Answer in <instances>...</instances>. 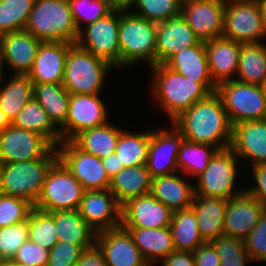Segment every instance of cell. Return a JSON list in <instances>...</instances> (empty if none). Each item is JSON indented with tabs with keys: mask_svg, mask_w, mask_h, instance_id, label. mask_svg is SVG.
Segmentation results:
<instances>
[{
	"mask_svg": "<svg viewBox=\"0 0 266 266\" xmlns=\"http://www.w3.org/2000/svg\"><path fill=\"white\" fill-rule=\"evenodd\" d=\"M172 125L186 141L208 144L219 150L230 147L232 124L216 91L195 102Z\"/></svg>",
	"mask_w": 266,
	"mask_h": 266,
	"instance_id": "obj_1",
	"label": "cell"
},
{
	"mask_svg": "<svg viewBox=\"0 0 266 266\" xmlns=\"http://www.w3.org/2000/svg\"><path fill=\"white\" fill-rule=\"evenodd\" d=\"M150 68L153 76L151 91L170 117V121L217 89L214 82H196L195 79L185 77L165 64Z\"/></svg>",
	"mask_w": 266,
	"mask_h": 266,
	"instance_id": "obj_2",
	"label": "cell"
},
{
	"mask_svg": "<svg viewBox=\"0 0 266 266\" xmlns=\"http://www.w3.org/2000/svg\"><path fill=\"white\" fill-rule=\"evenodd\" d=\"M24 30L42 42L76 44L79 35L68 0H35Z\"/></svg>",
	"mask_w": 266,
	"mask_h": 266,
	"instance_id": "obj_3",
	"label": "cell"
},
{
	"mask_svg": "<svg viewBox=\"0 0 266 266\" xmlns=\"http://www.w3.org/2000/svg\"><path fill=\"white\" fill-rule=\"evenodd\" d=\"M57 159V149L53 146L38 159L0 163V193L25 199L34 206L46 174Z\"/></svg>",
	"mask_w": 266,
	"mask_h": 266,
	"instance_id": "obj_4",
	"label": "cell"
},
{
	"mask_svg": "<svg viewBox=\"0 0 266 266\" xmlns=\"http://www.w3.org/2000/svg\"><path fill=\"white\" fill-rule=\"evenodd\" d=\"M120 11L118 42L120 47V68L146 60L148 66H155L157 23Z\"/></svg>",
	"mask_w": 266,
	"mask_h": 266,
	"instance_id": "obj_5",
	"label": "cell"
},
{
	"mask_svg": "<svg viewBox=\"0 0 266 266\" xmlns=\"http://www.w3.org/2000/svg\"><path fill=\"white\" fill-rule=\"evenodd\" d=\"M111 68L105 60L73 44L68 50L62 85L70 94H100Z\"/></svg>",
	"mask_w": 266,
	"mask_h": 266,
	"instance_id": "obj_6",
	"label": "cell"
},
{
	"mask_svg": "<svg viewBox=\"0 0 266 266\" xmlns=\"http://www.w3.org/2000/svg\"><path fill=\"white\" fill-rule=\"evenodd\" d=\"M85 191L82 184L57 159L49 168L33 207L44 212L76 210Z\"/></svg>",
	"mask_w": 266,
	"mask_h": 266,
	"instance_id": "obj_7",
	"label": "cell"
},
{
	"mask_svg": "<svg viewBox=\"0 0 266 266\" xmlns=\"http://www.w3.org/2000/svg\"><path fill=\"white\" fill-rule=\"evenodd\" d=\"M216 92L232 125L266 119V94L262 85L230 79L219 83Z\"/></svg>",
	"mask_w": 266,
	"mask_h": 266,
	"instance_id": "obj_8",
	"label": "cell"
},
{
	"mask_svg": "<svg viewBox=\"0 0 266 266\" xmlns=\"http://www.w3.org/2000/svg\"><path fill=\"white\" fill-rule=\"evenodd\" d=\"M237 160L238 156L230 148L218 150L204 172L195 178V195L229 200L244 192L245 188L234 190Z\"/></svg>",
	"mask_w": 266,
	"mask_h": 266,
	"instance_id": "obj_9",
	"label": "cell"
},
{
	"mask_svg": "<svg viewBox=\"0 0 266 266\" xmlns=\"http://www.w3.org/2000/svg\"><path fill=\"white\" fill-rule=\"evenodd\" d=\"M223 37L239 43L263 42L266 29L258 0H226Z\"/></svg>",
	"mask_w": 266,
	"mask_h": 266,
	"instance_id": "obj_10",
	"label": "cell"
},
{
	"mask_svg": "<svg viewBox=\"0 0 266 266\" xmlns=\"http://www.w3.org/2000/svg\"><path fill=\"white\" fill-rule=\"evenodd\" d=\"M120 11L112 10L105 17L84 26L79 31L76 44L95 57L108 62L114 68L120 67L118 33Z\"/></svg>",
	"mask_w": 266,
	"mask_h": 266,
	"instance_id": "obj_11",
	"label": "cell"
},
{
	"mask_svg": "<svg viewBox=\"0 0 266 266\" xmlns=\"http://www.w3.org/2000/svg\"><path fill=\"white\" fill-rule=\"evenodd\" d=\"M56 149L58 159L86 191L110 189L111 180L102 159L83 152L72 141L60 142Z\"/></svg>",
	"mask_w": 266,
	"mask_h": 266,
	"instance_id": "obj_12",
	"label": "cell"
},
{
	"mask_svg": "<svg viewBox=\"0 0 266 266\" xmlns=\"http://www.w3.org/2000/svg\"><path fill=\"white\" fill-rule=\"evenodd\" d=\"M99 94H70L66 124L60 128L61 142L72 141L79 133L109 122Z\"/></svg>",
	"mask_w": 266,
	"mask_h": 266,
	"instance_id": "obj_13",
	"label": "cell"
},
{
	"mask_svg": "<svg viewBox=\"0 0 266 266\" xmlns=\"http://www.w3.org/2000/svg\"><path fill=\"white\" fill-rule=\"evenodd\" d=\"M52 147L53 145L40 133L9 125L0 132V163L38 159Z\"/></svg>",
	"mask_w": 266,
	"mask_h": 266,
	"instance_id": "obj_14",
	"label": "cell"
},
{
	"mask_svg": "<svg viewBox=\"0 0 266 266\" xmlns=\"http://www.w3.org/2000/svg\"><path fill=\"white\" fill-rule=\"evenodd\" d=\"M226 0H186L181 16L201 39L208 41L223 36Z\"/></svg>",
	"mask_w": 266,
	"mask_h": 266,
	"instance_id": "obj_15",
	"label": "cell"
},
{
	"mask_svg": "<svg viewBox=\"0 0 266 266\" xmlns=\"http://www.w3.org/2000/svg\"><path fill=\"white\" fill-rule=\"evenodd\" d=\"M78 211L96 233L121 226V205L109 189L85 191Z\"/></svg>",
	"mask_w": 266,
	"mask_h": 266,
	"instance_id": "obj_16",
	"label": "cell"
},
{
	"mask_svg": "<svg viewBox=\"0 0 266 266\" xmlns=\"http://www.w3.org/2000/svg\"><path fill=\"white\" fill-rule=\"evenodd\" d=\"M173 211L151 193L132 198L121 206V227H170Z\"/></svg>",
	"mask_w": 266,
	"mask_h": 266,
	"instance_id": "obj_17",
	"label": "cell"
},
{
	"mask_svg": "<svg viewBox=\"0 0 266 266\" xmlns=\"http://www.w3.org/2000/svg\"><path fill=\"white\" fill-rule=\"evenodd\" d=\"M172 128L150 131L146 166L152 178L170 175L179 170L177 155L184 138L173 125Z\"/></svg>",
	"mask_w": 266,
	"mask_h": 266,
	"instance_id": "obj_18",
	"label": "cell"
},
{
	"mask_svg": "<svg viewBox=\"0 0 266 266\" xmlns=\"http://www.w3.org/2000/svg\"><path fill=\"white\" fill-rule=\"evenodd\" d=\"M95 243L102 250L107 266H150L123 227L97 232Z\"/></svg>",
	"mask_w": 266,
	"mask_h": 266,
	"instance_id": "obj_19",
	"label": "cell"
},
{
	"mask_svg": "<svg viewBox=\"0 0 266 266\" xmlns=\"http://www.w3.org/2000/svg\"><path fill=\"white\" fill-rule=\"evenodd\" d=\"M265 210V207L246 190L230 198L224 217V235L243 241Z\"/></svg>",
	"mask_w": 266,
	"mask_h": 266,
	"instance_id": "obj_20",
	"label": "cell"
},
{
	"mask_svg": "<svg viewBox=\"0 0 266 266\" xmlns=\"http://www.w3.org/2000/svg\"><path fill=\"white\" fill-rule=\"evenodd\" d=\"M42 41L26 30L0 35V50L3 63L14 74L27 75L32 68Z\"/></svg>",
	"mask_w": 266,
	"mask_h": 266,
	"instance_id": "obj_21",
	"label": "cell"
},
{
	"mask_svg": "<svg viewBox=\"0 0 266 266\" xmlns=\"http://www.w3.org/2000/svg\"><path fill=\"white\" fill-rule=\"evenodd\" d=\"M200 42L182 16L157 23L155 65L164 64L175 53Z\"/></svg>",
	"mask_w": 266,
	"mask_h": 266,
	"instance_id": "obj_22",
	"label": "cell"
},
{
	"mask_svg": "<svg viewBox=\"0 0 266 266\" xmlns=\"http://www.w3.org/2000/svg\"><path fill=\"white\" fill-rule=\"evenodd\" d=\"M229 148L239 158L251 159L252 167L266 163V119L232 125Z\"/></svg>",
	"mask_w": 266,
	"mask_h": 266,
	"instance_id": "obj_23",
	"label": "cell"
},
{
	"mask_svg": "<svg viewBox=\"0 0 266 266\" xmlns=\"http://www.w3.org/2000/svg\"><path fill=\"white\" fill-rule=\"evenodd\" d=\"M73 44L42 42L31 70L27 74L33 83H62L68 50Z\"/></svg>",
	"mask_w": 266,
	"mask_h": 266,
	"instance_id": "obj_24",
	"label": "cell"
},
{
	"mask_svg": "<svg viewBox=\"0 0 266 266\" xmlns=\"http://www.w3.org/2000/svg\"><path fill=\"white\" fill-rule=\"evenodd\" d=\"M211 78L216 85L237 74L241 43L225 37L205 41ZM231 77V78H230Z\"/></svg>",
	"mask_w": 266,
	"mask_h": 266,
	"instance_id": "obj_25",
	"label": "cell"
},
{
	"mask_svg": "<svg viewBox=\"0 0 266 266\" xmlns=\"http://www.w3.org/2000/svg\"><path fill=\"white\" fill-rule=\"evenodd\" d=\"M123 228L129 232L134 244L150 266L156 265L155 263L159 260L161 263L171 252L176 251L170 227L155 229L141 227Z\"/></svg>",
	"mask_w": 266,
	"mask_h": 266,
	"instance_id": "obj_26",
	"label": "cell"
},
{
	"mask_svg": "<svg viewBox=\"0 0 266 266\" xmlns=\"http://www.w3.org/2000/svg\"><path fill=\"white\" fill-rule=\"evenodd\" d=\"M186 181L177 173L156 176L152 178L150 193L173 212L188 209L192 206L195 191L194 186Z\"/></svg>",
	"mask_w": 266,
	"mask_h": 266,
	"instance_id": "obj_27",
	"label": "cell"
},
{
	"mask_svg": "<svg viewBox=\"0 0 266 266\" xmlns=\"http://www.w3.org/2000/svg\"><path fill=\"white\" fill-rule=\"evenodd\" d=\"M227 199L194 195L191 208L197 217L198 230L205 242L224 235Z\"/></svg>",
	"mask_w": 266,
	"mask_h": 266,
	"instance_id": "obj_28",
	"label": "cell"
},
{
	"mask_svg": "<svg viewBox=\"0 0 266 266\" xmlns=\"http://www.w3.org/2000/svg\"><path fill=\"white\" fill-rule=\"evenodd\" d=\"M164 64L196 82H214L209 71L205 41L175 53Z\"/></svg>",
	"mask_w": 266,
	"mask_h": 266,
	"instance_id": "obj_29",
	"label": "cell"
},
{
	"mask_svg": "<svg viewBox=\"0 0 266 266\" xmlns=\"http://www.w3.org/2000/svg\"><path fill=\"white\" fill-rule=\"evenodd\" d=\"M152 177L146 164L125 167L111 179L110 191L122 206L128 200L151 192Z\"/></svg>",
	"mask_w": 266,
	"mask_h": 266,
	"instance_id": "obj_30",
	"label": "cell"
},
{
	"mask_svg": "<svg viewBox=\"0 0 266 266\" xmlns=\"http://www.w3.org/2000/svg\"><path fill=\"white\" fill-rule=\"evenodd\" d=\"M48 213L54 219L58 241H67L85 249L95 243L96 232L83 219L78 209Z\"/></svg>",
	"mask_w": 266,
	"mask_h": 266,
	"instance_id": "obj_31",
	"label": "cell"
},
{
	"mask_svg": "<svg viewBox=\"0 0 266 266\" xmlns=\"http://www.w3.org/2000/svg\"><path fill=\"white\" fill-rule=\"evenodd\" d=\"M33 98L58 130L66 124L70 93L62 83H33Z\"/></svg>",
	"mask_w": 266,
	"mask_h": 266,
	"instance_id": "obj_32",
	"label": "cell"
},
{
	"mask_svg": "<svg viewBox=\"0 0 266 266\" xmlns=\"http://www.w3.org/2000/svg\"><path fill=\"white\" fill-rule=\"evenodd\" d=\"M122 131L107 122L79 133L72 142L83 152L103 159L115 152Z\"/></svg>",
	"mask_w": 266,
	"mask_h": 266,
	"instance_id": "obj_33",
	"label": "cell"
},
{
	"mask_svg": "<svg viewBox=\"0 0 266 266\" xmlns=\"http://www.w3.org/2000/svg\"><path fill=\"white\" fill-rule=\"evenodd\" d=\"M12 126L44 136L54 147L61 142L59 130L50 121L47 112L32 98L17 114Z\"/></svg>",
	"mask_w": 266,
	"mask_h": 266,
	"instance_id": "obj_34",
	"label": "cell"
},
{
	"mask_svg": "<svg viewBox=\"0 0 266 266\" xmlns=\"http://www.w3.org/2000/svg\"><path fill=\"white\" fill-rule=\"evenodd\" d=\"M12 75L3 87L0 86V109L10 123L33 98V82L30 78L27 75Z\"/></svg>",
	"mask_w": 266,
	"mask_h": 266,
	"instance_id": "obj_35",
	"label": "cell"
},
{
	"mask_svg": "<svg viewBox=\"0 0 266 266\" xmlns=\"http://www.w3.org/2000/svg\"><path fill=\"white\" fill-rule=\"evenodd\" d=\"M238 80L244 83L262 85L266 78V44L241 43L237 70Z\"/></svg>",
	"mask_w": 266,
	"mask_h": 266,
	"instance_id": "obj_36",
	"label": "cell"
},
{
	"mask_svg": "<svg viewBox=\"0 0 266 266\" xmlns=\"http://www.w3.org/2000/svg\"><path fill=\"white\" fill-rule=\"evenodd\" d=\"M170 228L176 251L194 252L205 243L199 234L197 217L192 208L174 211Z\"/></svg>",
	"mask_w": 266,
	"mask_h": 266,
	"instance_id": "obj_37",
	"label": "cell"
},
{
	"mask_svg": "<svg viewBox=\"0 0 266 266\" xmlns=\"http://www.w3.org/2000/svg\"><path fill=\"white\" fill-rule=\"evenodd\" d=\"M218 150L208 144L183 140L177 155V167L180 173L198 177L208 167L211 158Z\"/></svg>",
	"mask_w": 266,
	"mask_h": 266,
	"instance_id": "obj_38",
	"label": "cell"
},
{
	"mask_svg": "<svg viewBox=\"0 0 266 266\" xmlns=\"http://www.w3.org/2000/svg\"><path fill=\"white\" fill-rule=\"evenodd\" d=\"M150 131L135 133L123 130L119 136L115 153L124 167L145 165L148 157Z\"/></svg>",
	"mask_w": 266,
	"mask_h": 266,
	"instance_id": "obj_39",
	"label": "cell"
},
{
	"mask_svg": "<svg viewBox=\"0 0 266 266\" xmlns=\"http://www.w3.org/2000/svg\"><path fill=\"white\" fill-rule=\"evenodd\" d=\"M35 0H0V35L24 30Z\"/></svg>",
	"mask_w": 266,
	"mask_h": 266,
	"instance_id": "obj_40",
	"label": "cell"
},
{
	"mask_svg": "<svg viewBox=\"0 0 266 266\" xmlns=\"http://www.w3.org/2000/svg\"><path fill=\"white\" fill-rule=\"evenodd\" d=\"M28 237L29 241L50 251L58 242L53 217L33 208L28 216Z\"/></svg>",
	"mask_w": 266,
	"mask_h": 266,
	"instance_id": "obj_41",
	"label": "cell"
},
{
	"mask_svg": "<svg viewBox=\"0 0 266 266\" xmlns=\"http://www.w3.org/2000/svg\"><path fill=\"white\" fill-rule=\"evenodd\" d=\"M182 4V0H137L135 7L138 9L133 13L159 23L181 16Z\"/></svg>",
	"mask_w": 266,
	"mask_h": 266,
	"instance_id": "obj_42",
	"label": "cell"
},
{
	"mask_svg": "<svg viewBox=\"0 0 266 266\" xmlns=\"http://www.w3.org/2000/svg\"><path fill=\"white\" fill-rule=\"evenodd\" d=\"M211 243L220 257L221 266H247L246 263L251 261L244 241L240 239L223 235L214 238Z\"/></svg>",
	"mask_w": 266,
	"mask_h": 266,
	"instance_id": "obj_43",
	"label": "cell"
},
{
	"mask_svg": "<svg viewBox=\"0 0 266 266\" xmlns=\"http://www.w3.org/2000/svg\"><path fill=\"white\" fill-rule=\"evenodd\" d=\"M68 2L78 31L82 29L83 22L86 26L112 11L108 0H68Z\"/></svg>",
	"mask_w": 266,
	"mask_h": 266,
	"instance_id": "obj_44",
	"label": "cell"
},
{
	"mask_svg": "<svg viewBox=\"0 0 266 266\" xmlns=\"http://www.w3.org/2000/svg\"><path fill=\"white\" fill-rule=\"evenodd\" d=\"M28 240V219L0 228V261H10Z\"/></svg>",
	"mask_w": 266,
	"mask_h": 266,
	"instance_id": "obj_45",
	"label": "cell"
},
{
	"mask_svg": "<svg viewBox=\"0 0 266 266\" xmlns=\"http://www.w3.org/2000/svg\"><path fill=\"white\" fill-rule=\"evenodd\" d=\"M33 208L25 199L0 193V228L26 221Z\"/></svg>",
	"mask_w": 266,
	"mask_h": 266,
	"instance_id": "obj_46",
	"label": "cell"
},
{
	"mask_svg": "<svg viewBox=\"0 0 266 266\" xmlns=\"http://www.w3.org/2000/svg\"><path fill=\"white\" fill-rule=\"evenodd\" d=\"M243 241L251 261H266V210Z\"/></svg>",
	"mask_w": 266,
	"mask_h": 266,
	"instance_id": "obj_47",
	"label": "cell"
},
{
	"mask_svg": "<svg viewBox=\"0 0 266 266\" xmlns=\"http://www.w3.org/2000/svg\"><path fill=\"white\" fill-rule=\"evenodd\" d=\"M84 249L67 241H58L49 251L47 266H76Z\"/></svg>",
	"mask_w": 266,
	"mask_h": 266,
	"instance_id": "obj_48",
	"label": "cell"
},
{
	"mask_svg": "<svg viewBox=\"0 0 266 266\" xmlns=\"http://www.w3.org/2000/svg\"><path fill=\"white\" fill-rule=\"evenodd\" d=\"M49 251L31 241H26L10 260L17 266H47Z\"/></svg>",
	"mask_w": 266,
	"mask_h": 266,
	"instance_id": "obj_49",
	"label": "cell"
},
{
	"mask_svg": "<svg viewBox=\"0 0 266 266\" xmlns=\"http://www.w3.org/2000/svg\"><path fill=\"white\" fill-rule=\"evenodd\" d=\"M253 176L255 185L245 188V190L254 196L266 209V163L253 166Z\"/></svg>",
	"mask_w": 266,
	"mask_h": 266,
	"instance_id": "obj_50",
	"label": "cell"
},
{
	"mask_svg": "<svg viewBox=\"0 0 266 266\" xmlns=\"http://www.w3.org/2000/svg\"><path fill=\"white\" fill-rule=\"evenodd\" d=\"M192 254L195 266H221L220 257L211 242L201 244Z\"/></svg>",
	"mask_w": 266,
	"mask_h": 266,
	"instance_id": "obj_51",
	"label": "cell"
},
{
	"mask_svg": "<svg viewBox=\"0 0 266 266\" xmlns=\"http://www.w3.org/2000/svg\"><path fill=\"white\" fill-rule=\"evenodd\" d=\"M76 266H107L102 250L94 243L82 251Z\"/></svg>",
	"mask_w": 266,
	"mask_h": 266,
	"instance_id": "obj_52",
	"label": "cell"
},
{
	"mask_svg": "<svg viewBox=\"0 0 266 266\" xmlns=\"http://www.w3.org/2000/svg\"><path fill=\"white\" fill-rule=\"evenodd\" d=\"M161 266H195L192 252L174 251L162 260Z\"/></svg>",
	"mask_w": 266,
	"mask_h": 266,
	"instance_id": "obj_53",
	"label": "cell"
},
{
	"mask_svg": "<svg viewBox=\"0 0 266 266\" xmlns=\"http://www.w3.org/2000/svg\"><path fill=\"white\" fill-rule=\"evenodd\" d=\"M102 162L110 180L125 168L115 152L103 158Z\"/></svg>",
	"mask_w": 266,
	"mask_h": 266,
	"instance_id": "obj_54",
	"label": "cell"
},
{
	"mask_svg": "<svg viewBox=\"0 0 266 266\" xmlns=\"http://www.w3.org/2000/svg\"><path fill=\"white\" fill-rule=\"evenodd\" d=\"M137 0H108V4L112 10L130 11L131 7H135Z\"/></svg>",
	"mask_w": 266,
	"mask_h": 266,
	"instance_id": "obj_55",
	"label": "cell"
},
{
	"mask_svg": "<svg viewBox=\"0 0 266 266\" xmlns=\"http://www.w3.org/2000/svg\"><path fill=\"white\" fill-rule=\"evenodd\" d=\"M11 123L8 121L6 115L0 109V132L7 128Z\"/></svg>",
	"mask_w": 266,
	"mask_h": 266,
	"instance_id": "obj_56",
	"label": "cell"
},
{
	"mask_svg": "<svg viewBox=\"0 0 266 266\" xmlns=\"http://www.w3.org/2000/svg\"><path fill=\"white\" fill-rule=\"evenodd\" d=\"M258 1H259V5L261 7L262 16L264 19V25H265V29H266V0H258Z\"/></svg>",
	"mask_w": 266,
	"mask_h": 266,
	"instance_id": "obj_57",
	"label": "cell"
},
{
	"mask_svg": "<svg viewBox=\"0 0 266 266\" xmlns=\"http://www.w3.org/2000/svg\"><path fill=\"white\" fill-rule=\"evenodd\" d=\"M4 63H3V58L1 55V51H0V86L2 84V80H3V73H4Z\"/></svg>",
	"mask_w": 266,
	"mask_h": 266,
	"instance_id": "obj_58",
	"label": "cell"
},
{
	"mask_svg": "<svg viewBox=\"0 0 266 266\" xmlns=\"http://www.w3.org/2000/svg\"><path fill=\"white\" fill-rule=\"evenodd\" d=\"M0 266H17V265H14L10 261H0Z\"/></svg>",
	"mask_w": 266,
	"mask_h": 266,
	"instance_id": "obj_59",
	"label": "cell"
},
{
	"mask_svg": "<svg viewBox=\"0 0 266 266\" xmlns=\"http://www.w3.org/2000/svg\"><path fill=\"white\" fill-rule=\"evenodd\" d=\"M262 88H263V90H264V92L266 94V78L264 80V83L262 84Z\"/></svg>",
	"mask_w": 266,
	"mask_h": 266,
	"instance_id": "obj_60",
	"label": "cell"
}]
</instances>
